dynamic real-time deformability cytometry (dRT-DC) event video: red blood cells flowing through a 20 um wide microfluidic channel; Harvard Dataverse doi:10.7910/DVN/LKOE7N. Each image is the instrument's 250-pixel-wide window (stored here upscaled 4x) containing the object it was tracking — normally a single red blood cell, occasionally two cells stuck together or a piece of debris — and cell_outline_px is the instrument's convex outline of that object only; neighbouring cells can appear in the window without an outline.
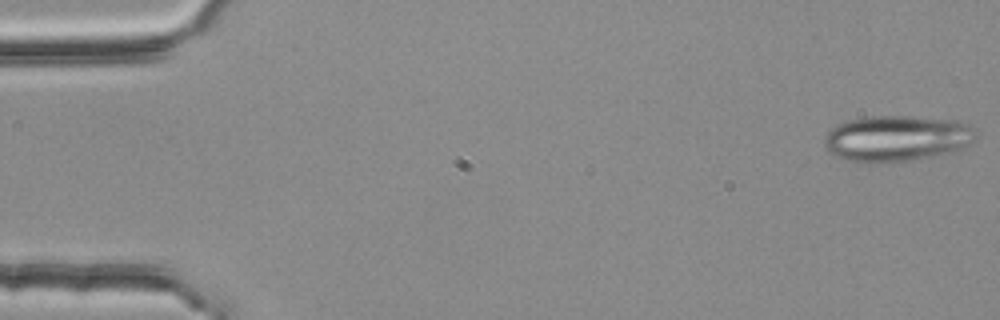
{"species": "common noctule bat (a hibernating species)", "species_latin": "Nyctalus noctula", "temperature_condition": "room temperature", "stored_images_in_passage": 54, "camera_frame_rate_fps": 3000, "um_per_image_px": 0.085, "animal": {"sex": "female", "body_mass_g": 25.1}, "frame": {"image": 1, "passage_image": 1, "time_ms": 0.0, "image_size_px": [1000, 320], "cell_outline_px": [[976, 136], [968, 144], [960, 148], [924, 156], [884, 164], [848, 160], [828, 152], [824, 144], [824, 140], [828, 132], [836, 124], [848, 120], [872, 116], [912, 116], [956, 120], [972, 128]], "centroid_in_image_um": [76.13, 11.74], "position_along_channel_um": 8.9, "area_um2": 39.71}}
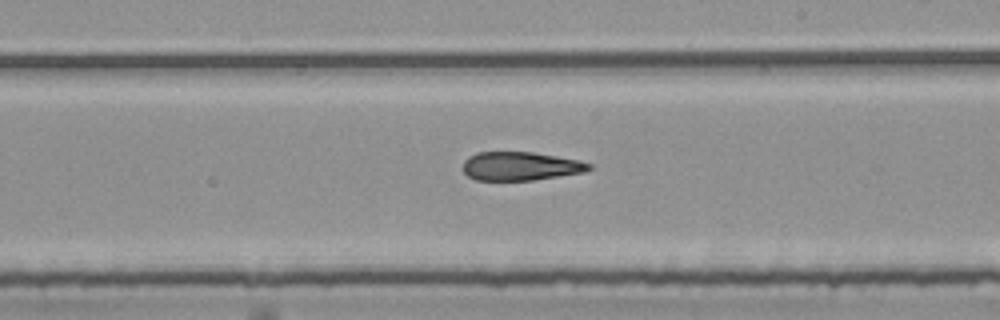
{"frame": {"image": 2, "passage_image": 31, "time_ms": 10.0, "image_size_px": [1000, 320], "cell_outline_px": [[592, 168], [584, 172], [532, 180], [476, 180], [468, 176], [464, 172], [464, 160], [468, 156], [476, 152], [532, 152], [580, 160], [592, 164]], "centroid_in_image_um": [44.24, 14.12], "position_along_channel_um": 244.8, "area_um2": 20.98}}
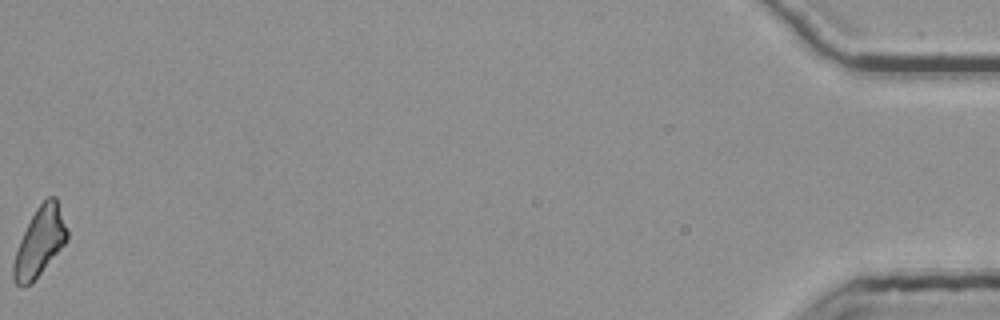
{"frame": {"image": 3, "passage_image": 54, "time_ms": 17.667, "image_size_px": [1000, 320], "cell_outline_px": [[68, 240], [32, 284], [16, 284], [12, 280], [12, 264], [20, 240], [36, 208], [48, 196], [56, 196], [68, 232]], "centroid_in_image_um": [3.38, 20.57], "position_along_channel_um": 431.8, "area_um2": 21.27}, "authors_computed_cell_mechanics": {"area_um2": 22.4264, "velocity_mm_per_s": 3.7875, "shape_relaxation_time_tau1_ms": null, "shape_relaxation_time_tau2_ms": 5.9789, "deformation_change_tau1": null, "deformation_change_tau2": 0.1775}}